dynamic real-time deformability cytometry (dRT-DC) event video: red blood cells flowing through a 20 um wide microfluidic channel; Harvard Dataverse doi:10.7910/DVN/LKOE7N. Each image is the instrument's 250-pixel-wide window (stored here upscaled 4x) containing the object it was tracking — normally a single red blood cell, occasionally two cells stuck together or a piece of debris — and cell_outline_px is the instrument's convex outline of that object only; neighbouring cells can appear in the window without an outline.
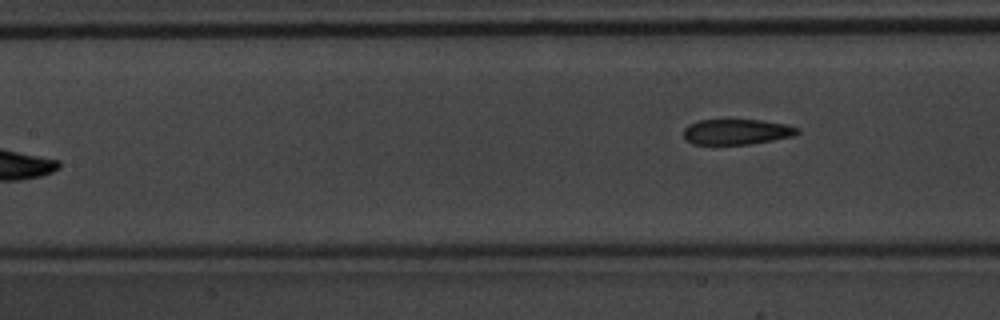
{"species": "common noctule bat (a hibernating species)", "species_latin": "Nyctalus noctula", "temperature_condition": "warm", "stored_images_in_passage": 8, "camera_frame_rate_fps": 3000, "um_per_image_px": 0.085, "animal": {"sex": "male", "body_mass_g": 20.1, "forearm_length_mm": 53.5}, "frame": {"image": 1, "passage_image": 8, "time_ms": 2.333, "image_size_px": [1000, 320], "cell_outline_px": [[800, 132], [796, 136], [748, 144], [692, 144], [684, 140], [684, 128], [688, 124], [700, 120], [760, 120], [784, 124], [800, 128]], "centroid_in_image_um": [62.61, 11.21], "position_along_channel_um": 144.8, "area_um2": 16.94}}